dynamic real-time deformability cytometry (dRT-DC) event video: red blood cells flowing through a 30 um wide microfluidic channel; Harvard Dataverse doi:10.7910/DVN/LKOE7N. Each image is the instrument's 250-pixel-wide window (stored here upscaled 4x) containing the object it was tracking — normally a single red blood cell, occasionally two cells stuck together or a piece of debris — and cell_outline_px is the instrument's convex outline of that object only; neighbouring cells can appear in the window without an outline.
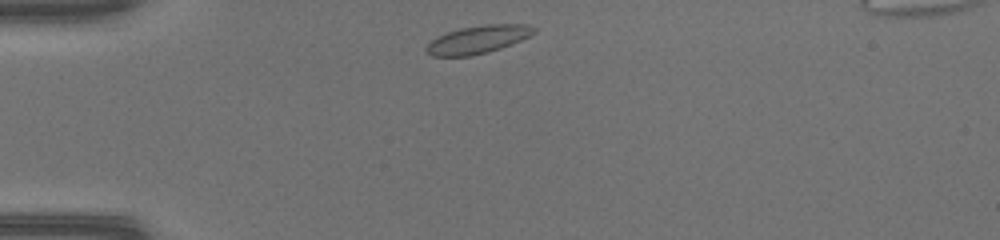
{"species": "common noctule bat (a hibernating species)", "species_latin": "Nyctalus noctula", "temperature_condition": "warm", "stored_images_in_passage": 38, "camera_frame_rate_fps": 3000, "um_per_image_px": 0.085, "animal": {"sex": "female", "body_mass_g": 17.0, "forearm_length_mm": 48.0}, "frame": {"image": 1, "passage_image": 1, "time_ms": 0.0, "image_size_px": [1000, 240], "cell_outline_px": [[536, 32], [512, 44], [488, 52], [472, 56], [432, 56], [424, 48], [436, 36], [460, 28], [484, 24], [528, 24], [536, 28]], "centroid_in_image_um": [40.62, 3.35], "position_along_channel_um": 44.4, "area_um2": 17.51}}
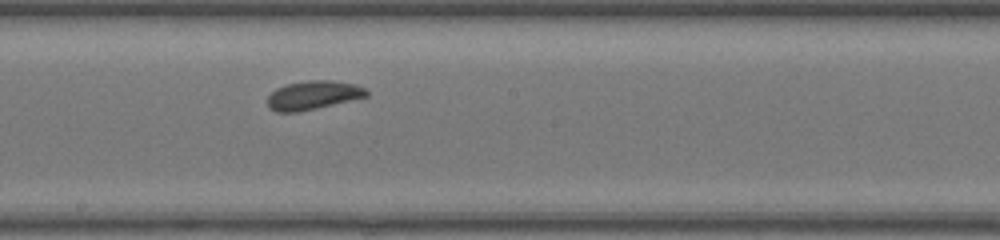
{"frame": {"image": 2, "passage_image": 16, "time_ms": 5.0, "image_size_px": [1000, 240], "cell_outline_px": [[368, 96], [316, 108], [296, 112], [276, 112], [268, 108], [268, 96], [276, 88], [288, 84], [308, 80], [332, 80], [356, 84], [364, 88], [368, 92]], "centroid_in_image_um": [26.6, 8.08], "position_along_channel_um": 221.6, "area_um2": 16.47}}
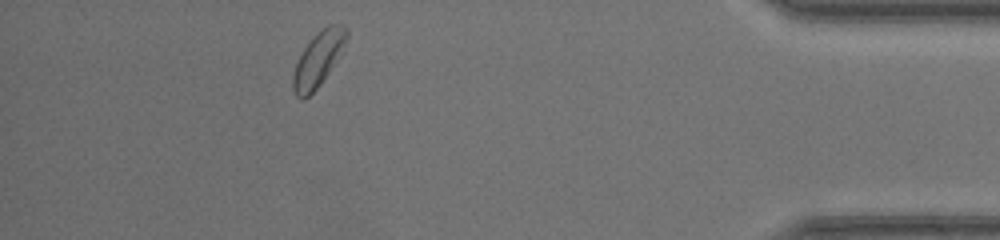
{"frame": {"image": 3, "passage_image": 33, "time_ms": 10.667, "image_size_px": [1000, 240], "cell_outline_px": [[348, 36], [328, 72], [320, 84], [304, 100], [300, 100], [296, 96], [292, 88], [292, 76], [296, 64], [304, 48], [312, 36], [328, 24], [344, 24], [348, 28]], "centroid_in_image_um": [27.02, 5.01], "position_along_channel_um": 408.2, "area_um2": 16.65}}